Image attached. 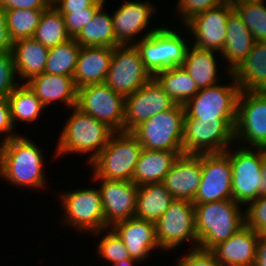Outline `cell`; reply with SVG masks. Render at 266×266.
Returning <instances> with one entry per match:
<instances>
[{
    "label": "cell",
    "instance_id": "9",
    "mask_svg": "<svg viewBox=\"0 0 266 266\" xmlns=\"http://www.w3.org/2000/svg\"><path fill=\"white\" fill-rule=\"evenodd\" d=\"M235 150H227L232 166L233 200L242 206L262 196L261 165L266 155L264 148H247L237 145ZM254 151H253V150Z\"/></svg>",
    "mask_w": 266,
    "mask_h": 266
},
{
    "label": "cell",
    "instance_id": "26",
    "mask_svg": "<svg viewBox=\"0 0 266 266\" xmlns=\"http://www.w3.org/2000/svg\"><path fill=\"white\" fill-rule=\"evenodd\" d=\"M49 48L32 38L13 42L12 57L17 76L26 83L44 72Z\"/></svg>",
    "mask_w": 266,
    "mask_h": 266
},
{
    "label": "cell",
    "instance_id": "21",
    "mask_svg": "<svg viewBox=\"0 0 266 266\" xmlns=\"http://www.w3.org/2000/svg\"><path fill=\"white\" fill-rule=\"evenodd\" d=\"M111 228L124 242L129 256L139 262L145 261L152 251L160 249L154 222L132 217L116 222Z\"/></svg>",
    "mask_w": 266,
    "mask_h": 266
},
{
    "label": "cell",
    "instance_id": "4",
    "mask_svg": "<svg viewBox=\"0 0 266 266\" xmlns=\"http://www.w3.org/2000/svg\"><path fill=\"white\" fill-rule=\"evenodd\" d=\"M142 150V145L132 132H114L107 145L88 165L92 168V179L133 182Z\"/></svg>",
    "mask_w": 266,
    "mask_h": 266
},
{
    "label": "cell",
    "instance_id": "33",
    "mask_svg": "<svg viewBox=\"0 0 266 266\" xmlns=\"http://www.w3.org/2000/svg\"><path fill=\"white\" fill-rule=\"evenodd\" d=\"M7 99L14 127L19 120L26 123L34 122L45 110L42 102L26 83L19 84Z\"/></svg>",
    "mask_w": 266,
    "mask_h": 266
},
{
    "label": "cell",
    "instance_id": "36",
    "mask_svg": "<svg viewBox=\"0 0 266 266\" xmlns=\"http://www.w3.org/2000/svg\"><path fill=\"white\" fill-rule=\"evenodd\" d=\"M43 11L33 9L5 10L6 25L11 41L32 38Z\"/></svg>",
    "mask_w": 266,
    "mask_h": 266
},
{
    "label": "cell",
    "instance_id": "24",
    "mask_svg": "<svg viewBox=\"0 0 266 266\" xmlns=\"http://www.w3.org/2000/svg\"><path fill=\"white\" fill-rule=\"evenodd\" d=\"M226 29L225 45L219 56L227 61L228 66L225 65L227 67L225 74L227 72L229 75L239 67L251 52L255 40L235 10L229 14Z\"/></svg>",
    "mask_w": 266,
    "mask_h": 266
},
{
    "label": "cell",
    "instance_id": "40",
    "mask_svg": "<svg viewBox=\"0 0 266 266\" xmlns=\"http://www.w3.org/2000/svg\"><path fill=\"white\" fill-rule=\"evenodd\" d=\"M17 77V78H16ZM11 53H0V98H7L19 85Z\"/></svg>",
    "mask_w": 266,
    "mask_h": 266
},
{
    "label": "cell",
    "instance_id": "30",
    "mask_svg": "<svg viewBox=\"0 0 266 266\" xmlns=\"http://www.w3.org/2000/svg\"><path fill=\"white\" fill-rule=\"evenodd\" d=\"M216 53V54H215ZM217 52L188 47L183 68L195 81L199 89L218 83L219 74L216 58Z\"/></svg>",
    "mask_w": 266,
    "mask_h": 266
},
{
    "label": "cell",
    "instance_id": "8",
    "mask_svg": "<svg viewBox=\"0 0 266 266\" xmlns=\"http://www.w3.org/2000/svg\"><path fill=\"white\" fill-rule=\"evenodd\" d=\"M184 105L176 104L138 125L132 133L144 149L156 151H183Z\"/></svg>",
    "mask_w": 266,
    "mask_h": 266
},
{
    "label": "cell",
    "instance_id": "49",
    "mask_svg": "<svg viewBox=\"0 0 266 266\" xmlns=\"http://www.w3.org/2000/svg\"><path fill=\"white\" fill-rule=\"evenodd\" d=\"M262 195H266V155L263 157L261 165Z\"/></svg>",
    "mask_w": 266,
    "mask_h": 266
},
{
    "label": "cell",
    "instance_id": "6",
    "mask_svg": "<svg viewBox=\"0 0 266 266\" xmlns=\"http://www.w3.org/2000/svg\"><path fill=\"white\" fill-rule=\"evenodd\" d=\"M63 208L62 221L79 233L101 236L105 229V216L99 188H81L59 194Z\"/></svg>",
    "mask_w": 266,
    "mask_h": 266
},
{
    "label": "cell",
    "instance_id": "13",
    "mask_svg": "<svg viewBox=\"0 0 266 266\" xmlns=\"http://www.w3.org/2000/svg\"><path fill=\"white\" fill-rule=\"evenodd\" d=\"M152 78L135 45H119L113 48L105 84L117 94L126 98Z\"/></svg>",
    "mask_w": 266,
    "mask_h": 266
},
{
    "label": "cell",
    "instance_id": "3",
    "mask_svg": "<svg viewBox=\"0 0 266 266\" xmlns=\"http://www.w3.org/2000/svg\"><path fill=\"white\" fill-rule=\"evenodd\" d=\"M72 109V114L65 120V126L59 135L55 155L90 154L89 164L107 145L115 131L76 106Z\"/></svg>",
    "mask_w": 266,
    "mask_h": 266
},
{
    "label": "cell",
    "instance_id": "45",
    "mask_svg": "<svg viewBox=\"0 0 266 266\" xmlns=\"http://www.w3.org/2000/svg\"><path fill=\"white\" fill-rule=\"evenodd\" d=\"M52 0H0V6L4 10L9 9H33L46 10Z\"/></svg>",
    "mask_w": 266,
    "mask_h": 266
},
{
    "label": "cell",
    "instance_id": "23",
    "mask_svg": "<svg viewBox=\"0 0 266 266\" xmlns=\"http://www.w3.org/2000/svg\"><path fill=\"white\" fill-rule=\"evenodd\" d=\"M26 84L45 108L55 102H61L67 108H73L77 105L78 88L73 77L43 72L32 77Z\"/></svg>",
    "mask_w": 266,
    "mask_h": 266
},
{
    "label": "cell",
    "instance_id": "37",
    "mask_svg": "<svg viewBox=\"0 0 266 266\" xmlns=\"http://www.w3.org/2000/svg\"><path fill=\"white\" fill-rule=\"evenodd\" d=\"M266 0L239 4L233 9L251 31L255 42H266Z\"/></svg>",
    "mask_w": 266,
    "mask_h": 266
},
{
    "label": "cell",
    "instance_id": "18",
    "mask_svg": "<svg viewBox=\"0 0 266 266\" xmlns=\"http://www.w3.org/2000/svg\"><path fill=\"white\" fill-rule=\"evenodd\" d=\"M99 181V191L105 216V228L134 217L138 186L123 180L92 179Z\"/></svg>",
    "mask_w": 266,
    "mask_h": 266
},
{
    "label": "cell",
    "instance_id": "1",
    "mask_svg": "<svg viewBox=\"0 0 266 266\" xmlns=\"http://www.w3.org/2000/svg\"><path fill=\"white\" fill-rule=\"evenodd\" d=\"M21 134L0 143V177L20 188L44 189L42 149Z\"/></svg>",
    "mask_w": 266,
    "mask_h": 266
},
{
    "label": "cell",
    "instance_id": "29",
    "mask_svg": "<svg viewBox=\"0 0 266 266\" xmlns=\"http://www.w3.org/2000/svg\"><path fill=\"white\" fill-rule=\"evenodd\" d=\"M173 200L171 193L162 183L139 186L134 217L155 223Z\"/></svg>",
    "mask_w": 266,
    "mask_h": 266
},
{
    "label": "cell",
    "instance_id": "7",
    "mask_svg": "<svg viewBox=\"0 0 266 266\" xmlns=\"http://www.w3.org/2000/svg\"><path fill=\"white\" fill-rule=\"evenodd\" d=\"M235 124L236 119L184 118L183 153L226 152L235 144Z\"/></svg>",
    "mask_w": 266,
    "mask_h": 266
},
{
    "label": "cell",
    "instance_id": "50",
    "mask_svg": "<svg viewBox=\"0 0 266 266\" xmlns=\"http://www.w3.org/2000/svg\"><path fill=\"white\" fill-rule=\"evenodd\" d=\"M138 262V260L134 259V258H129V259H125L123 261H119L113 265L110 266H136V263Z\"/></svg>",
    "mask_w": 266,
    "mask_h": 266
},
{
    "label": "cell",
    "instance_id": "42",
    "mask_svg": "<svg viewBox=\"0 0 266 266\" xmlns=\"http://www.w3.org/2000/svg\"><path fill=\"white\" fill-rule=\"evenodd\" d=\"M177 14L180 13L182 23L185 25L194 16L222 4V0H177Z\"/></svg>",
    "mask_w": 266,
    "mask_h": 266
},
{
    "label": "cell",
    "instance_id": "17",
    "mask_svg": "<svg viewBox=\"0 0 266 266\" xmlns=\"http://www.w3.org/2000/svg\"><path fill=\"white\" fill-rule=\"evenodd\" d=\"M233 10V7L222 3L190 19L185 27L195 39L192 46L221 53L225 45L228 17Z\"/></svg>",
    "mask_w": 266,
    "mask_h": 266
},
{
    "label": "cell",
    "instance_id": "44",
    "mask_svg": "<svg viewBox=\"0 0 266 266\" xmlns=\"http://www.w3.org/2000/svg\"><path fill=\"white\" fill-rule=\"evenodd\" d=\"M14 125L11 119L10 106L7 98H0V134L5 135L3 141H7L20 134H16L14 131Z\"/></svg>",
    "mask_w": 266,
    "mask_h": 266
},
{
    "label": "cell",
    "instance_id": "25",
    "mask_svg": "<svg viewBox=\"0 0 266 266\" xmlns=\"http://www.w3.org/2000/svg\"><path fill=\"white\" fill-rule=\"evenodd\" d=\"M112 55L110 47H81L73 75L76 87L105 83Z\"/></svg>",
    "mask_w": 266,
    "mask_h": 266
},
{
    "label": "cell",
    "instance_id": "39",
    "mask_svg": "<svg viewBox=\"0 0 266 266\" xmlns=\"http://www.w3.org/2000/svg\"><path fill=\"white\" fill-rule=\"evenodd\" d=\"M105 1L97 0L92 6L83 10L74 11L73 13H61L71 38H75L82 31L83 27L91 21L96 11L105 4Z\"/></svg>",
    "mask_w": 266,
    "mask_h": 266
},
{
    "label": "cell",
    "instance_id": "22",
    "mask_svg": "<svg viewBox=\"0 0 266 266\" xmlns=\"http://www.w3.org/2000/svg\"><path fill=\"white\" fill-rule=\"evenodd\" d=\"M260 235L246 224L229 239L210 251L222 266H249L255 264Z\"/></svg>",
    "mask_w": 266,
    "mask_h": 266
},
{
    "label": "cell",
    "instance_id": "47",
    "mask_svg": "<svg viewBox=\"0 0 266 266\" xmlns=\"http://www.w3.org/2000/svg\"><path fill=\"white\" fill-rule=\"evenodd\" d=\"M13 42L6 25L5 10L0 6V53H11Z\"/></svg>",
    "mask_w": 266,
    "mask_h": 266
},
{
    "label": "cell",
    "instance_id": "38",
    "mask_svg": "<svg viewBox=\"0 0 266 266\" xmlns=\"http://www.w3.org/2000/svg\"><path fill=\"white\" fill-rule=\"evenodd\" d=\"M103 231H105V234L103 233L102 238L96 245V253L99 257L112 263L110 265L131 258L124 242L111 227L105 228Z\"/></svg>",
    "mask_w": 266,
    "mask_h": 266
},
{
    "label": "cell",
    "instance_id": "12",
    "mask_svg": "<svg viewBox=\"0 0 266 266\" xmlns=\"http://www.w3.org/2000/svg\"><path fill=\"white\" fill-rule=\"evenodd\" d=\"M234 138L242 147L266 149V91H240Z\"/></svg>",
    "mask_w": 266,
    "mask_h": 266
},
{
    "label": "cell",
    "instance_id": "10",
    "mask_svg": "<svg viewBox=\"0 0 266 266\" xmlns=\"http://www.w3.org/2000/svg\"><path fill=\"white\" fill-rule=\"evenodd\" d=\"M155 235L161 251H171L186 241L198 248L195 231V207L192 201L174 199L155 222Z\"/></svg>",
    "mask_w": 266,
    "mask_h": 266
},
{
    "label": "cell",
    "instance_id": "5",
    "mask_svg": "<svg viewBox=\"0 0 266 266\" xmlns=\"http://www.w3.org/2000/svg\"><path fill=\"white\" fill-rule=\"evenodd\" d=\"M180 31L168 27H154L135 43L145 68L152 76L176 66H182L188 47L187 39Z\"/></svg>",
    "mask_w": 266,
    "mask_h": 266
},
{
    "label": "cell",
    "instance_id": "32",
    "mask_svg": "<svg viewBox=\"0 0 266 266\" xmlns=\"http://www.w3.org/2000/svg\"><path fill=\"white\" fill-rule=\"evenodd\" d=\"M153 78L175 104L184 105L200 90L183 66L160 71Z\"/></svg>",
    "mask_w": 266,
    "mask_h": 266
},
{
    "label": "cell",
    "instance_id": "16",
    "mask_svg": "<svg viewBox=\"0 0 266 266\" xmlns=\"http://www.w3.org/2000/svg\"><path fill=\"white\" fill-rule=\"evenodd\" d=\"M158 82L152 78L125 98L124 131L132 132L142 122L175 106Z\"/></svg>",
    "mask_w": 266,
    "mask_h": 266
},
{
    "label": "cell",
    "instance_id": "48",
    "mask_svg": "<svg viewBox=\"0 0 266 266\" xmlns=\"http://www.w3.org/2000/svg\"><path fill=\"white\" fill-rule=\"evenodd\" d=\"M255 264L266 266V234H261L259 237Z\"/></svg>",
    "mask_w": 266,
    "mask_h": 266
},
{
    "label": "cell",
    "instance_id": "35",
    "mask_svg": "<svg viewBox=\"0 0 266 266\" xmlns=\"http://www.w3.org/2000/svg\"><path fill=\"white\" fill-rule=\"evenodd\" d=\"M81 46L74 38L49 48L44 72L73 77Z\"/></svg>",
    "mask_w": 266,
    "mask_h": 266
},
{
    "label": "cell",
    "instance_id": "28",
    "mask_svg": "<svg viewBox=\"0 0 266 266\" xmlns=\"http://www.w3.org/2000/svg\"><path fill=\"white\" fill-rule=\"evenodd\" d=\"M231 74L241 91H266V42H255L251 52Z\"/></svg>",
    "mask_w": 266,
    "mask_h": 266
},
{
    "label": "cell",
    "instance_id": "41",
    "mask_svg": "<svg viewBox=\"0 0 266 266\" xmlns=\"http://www.w3.org/2000/svg\"><path fill=\"white\" fill-rule=\"evenodd\" d=\"M246 209L245 224L259 235L266 234V195L252 201Z\"/></svg>",
    "mask_w": 266,
    "mask_h": 266
},
{
    "label": "cell",
    "instance_id": "11",
    "mask_svg": "<svg viewBox=\"0 0 266 266\" xmlns=\"http://www.w3.org/2000/svg\"><path fill=\"white\" fill-rule=\"evenodd\" d=\"M229 75L230 84L217 83L201 88L189 99L184 104V118L236 119L237 102L241 90L233 75L231 73Z\"/></svg>",
    "mask_w": 266,
    "mask_h": 266
},
{
    "label": "cell",
    "instance_id": "15",
    "mask_svg": "<svg viewBox=\"0 0 266 266\" xmlns=\"http://www.w3.org/2000/svg\"><path fill=\"white\" fill-rule=\"evenodd\" d=\"M202 174L194 204L233 199L232 166L225 153H201Z\"/></svg>",
    "mask_w": 266,
    "mask_h": 266
},
{
    "label": "cell",
    "instance_id": "27",
    "mask_svg": "<svg viewBox=\"0 0 266 266\" xmlns=\"http://www.w3.org/2000/svg\"><path fill=\"white\" fill-rule=\"evenodd\" d=\"M183 151L142 150L133 175V182L139 187L162 183L177 158Z\"/></svg>",
    "mask_w": 266,
    "mask_h": 266
},
{
    "label": "cell",
    "instance_id": "20",
    "mask_svg": "<svg viewBox=\"0 0 266 266\" xmlns=\"http://www.w3.org/2000/svg\"><path fill=\"white\" fill-rule=\"evenodd\" d=\"M201 154H181L164 177L162 184L174 199L194 200L201 182Z\"/></svg>",
    "mask_w": 266,
    "mask_h": 266
},
{
    "label": "cell",
    "instance_id": "43",
    "mask_svg": "<svg viewBox=\"0 0 266 266\" xmlns=\"http://www.w3.org/2000/svg\"><path fill=\"white\" fill-rule=\"evenodd\" d=\"M176 266H222L210 250L192 249L177 259Z\"/></svg>",
    "mask_w": 266,
    "mask_h": 266
},
{
    "label": "cell",
    "instance_id": "14",
    "mask_svg": "<svg viewBox=\"0 0 266 266\" xmlns=\"http://www.w3.org/2000/svg\"><path fill=\"white\" fill-rule=\"evenodd\" d=\"M76 107L106 123L115 132L124 131L125 97L105 83L78 88Z\"/></svg>",
    "mask_w": 266,
    "mask_h": 266
},
{
    "label": "cell",
    "instance_id": "2",
    "mask_svg": "<svg viewBox=\"0 0 266 266\" xmlns=\"http://www.w3.org/2000/svg\"><path fill=\"white\" fill-rule=\"evenodd\" d=\"M242 205L233 199L194 204L198 248L211 250L245 225Z\"/></svg>",
    "mask_w": 266,
    "mask_h": 266
},
{
    "label": "cell",
    "instance_id": "31",
    "mask_svg": "<svg viewBox=\"0 0 266 266\" xmlns=\"http://www.w3.org/2000/svg\"><path fill=\"white\" fill-rule=\"evenodd\" d=\"M104 6L96 11L91 21L74 38L81 47L114 48L120 45L115 39L112 14H108Z\"/></svg>",
    "mask_w": 266,
    "mask_h": 266
},
{
    "label": "cell",
    "instance_id": "19",
    "mask_svg": "<svg viewBox=\"0 0 266 266\" xmlns=\"http://www.w3.org/2000/svg\"><path fill=\"white\" fill-rule=\"evenodd\" d=\"M154 12H156V7L149 0L144 2L138 0L125 1L112 14L116 41L120 45H134L137 43L139 41L137 36L149 27ZM134 38L136 41H134Z\"/></svg>",
    "mask_w": 266,
    "mask_h": 266
},
{
    "label": "cell",
    "instance_id": "34",
    "mask_svg": "<svg viewBox=\"0 0 266 266\" xmlns=\"http://www.w3.org/2000/svg\"><path fill=\"white\" fill-rule=\"evenodd\" d=\"M33 38L47 48L71 39L63 15L54 6L50 5L43 11Z\"/></svg>",
    "mask_w": 266,
    "mask_h": 266
},
{
    "label": "cell",
    "instance_id": "46",
    "mask_svg": "<svg viewBox=\"0 0 266 266\" xmlns=\"http://www.w3.org/2000/svg\"><path fill=\"white\" fill-rule=\"evenodd\" d=\"M97 0H52L51 5L60 13H73L92 6Z\"/></svg>",
    "mask_w": 266,
    "mask_h": 266
},
{
    "label": "cell",
    "instance_id": "51",
    "mask_svg": "<svg viewBox=\"0 0 266 266\" xmlns=\"http://www.w3.org/2000/svg\"><path fill=\"white\" fill-rule=\"evenodd\" d=\"M250 1H254V0H222L223 3L233 8L239 4L247 3Z\"/></svg>",
    "mask_w": 266,
    "mask_h": 266
}]
</instances>
